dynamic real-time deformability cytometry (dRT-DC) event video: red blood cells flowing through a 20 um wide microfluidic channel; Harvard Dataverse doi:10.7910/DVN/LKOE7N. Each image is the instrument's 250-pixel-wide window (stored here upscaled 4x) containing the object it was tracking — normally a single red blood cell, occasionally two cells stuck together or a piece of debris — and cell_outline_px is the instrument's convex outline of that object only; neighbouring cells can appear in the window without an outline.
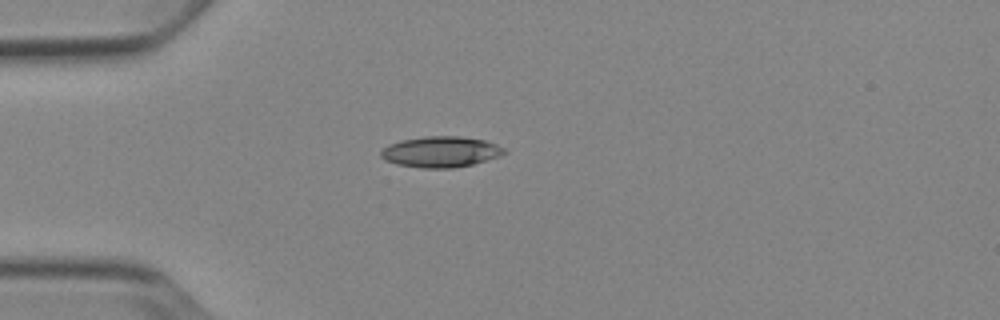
{"species": "Egyptian fruit bat (a non-hibernating species)", "species_latin": "Rousettus aegyptiacus", "temperature_condition": "cold", "stored_images_in_passage": 39, "camera_frame_rate_fps": 3000, "um_per_image_px": 0.085, "animal": {"sex": "female"}, "frame": {"image": 1, "passage_image": 1, "time_ms": 0.0, "image_size_px": [1000, 320], "cell_outline_px": [[508, 152], [500, 156], [472, 164], [452, 168], [424, 168], [396, 164], [384, 160], [380, 156], [380, 152], [388, 144], [404, 140], [424, 136], [460, 136], [484, 140], [496, 144], [504, 148]], "centroid_in_image_um": [37.46, 12.9], "position_along_channel_um": 47.5, "area_um2": 22.14}}
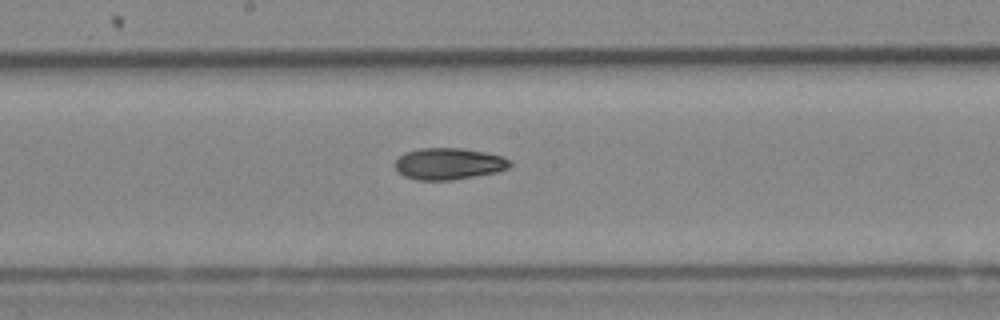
{"frame": {"image": 2, "passage_image": 15, "time_ms": 4.667, "image_size_px": [1000, 320], "cell_outline_px": [[512, 164], [508, 168], [500, 172], [452, 180], [416, 180], [404, 176], [396, 172], [392, 164], [404, 152], [420, 148], [460, 148], [484, 152], [504, 156], [512, 160]], "centroid_in_image_um": [38.13, 13.92], "position_along_channel_um": 210.1, "area_um2": 21.62}}
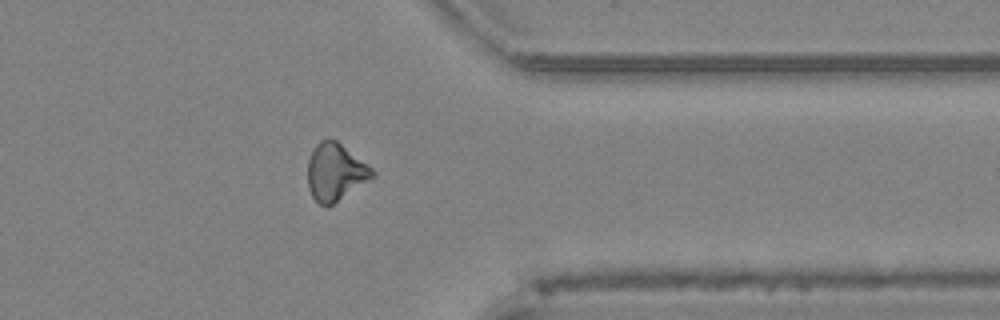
{"frame": {"image": 3, "passage_image": 29, "time_ms": 9.333, "image_size_px": [1000, 320], "cell_outline_px": [[376, 176], [328, 208], [324, 208], [312, 196], [308, 188], [308, 160], [316, 144], [320, 140], [336, 140], [372, 168], [376, 172]], "centroid_in_image_um": [28.51, 14.67], "position_along_channel_um": 382.9, "area_um2": 21.62}, "authors_computed_cell_mechanics": {"area_um2": 21.2126, "velocity_mm_per_s": 3.8599, "shape_relaxation_time_tau1_ms": null, "shape_relaxation_time_tau2_ms": 7.9891, "deformation_change_tau1": null, "deformation_change_tau2": 0.1527}}